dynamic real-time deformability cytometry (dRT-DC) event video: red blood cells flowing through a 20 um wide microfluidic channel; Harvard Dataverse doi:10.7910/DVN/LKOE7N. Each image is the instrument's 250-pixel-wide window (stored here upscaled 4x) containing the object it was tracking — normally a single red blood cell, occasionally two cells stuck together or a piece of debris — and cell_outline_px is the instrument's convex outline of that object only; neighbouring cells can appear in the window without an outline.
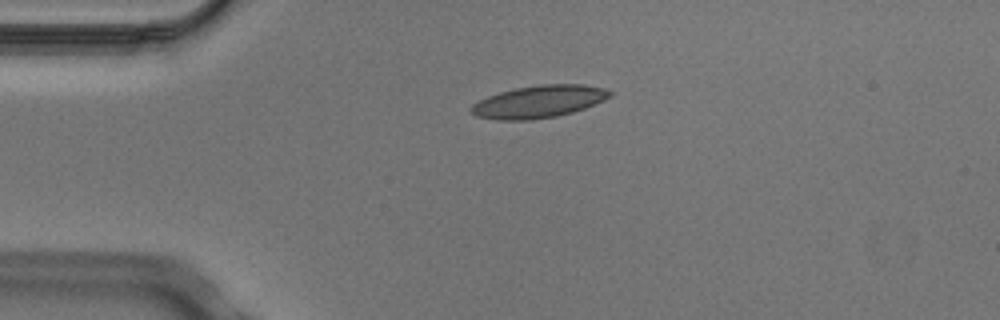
{"species": "Egyptian fruit bat (a non-hibernating species)", "species_latin": "Rousettus aegyptiacus", "temperature_condition": "cold", "stored_images_in_passage": 6, "camera_frame_rate_fps": 3000, "um_per_image_px": 0.085, "animal": {"sex": "male"}, "frame": {"image": 1, "passage_image": 6, "time_ms": 1.667, "image_size_px": [1000, 320], "cell_outline_px": [[612, 96], [604, 100], [584, 108], [572, 112], [556, 116], [528, 120], [496, 120], [476, 116], [468, 108], [472, 104], [488, 96], [500, 92], [516, 88], [540, 84], [584, 84], [604, 88], [612, 92]], "centroid_in_image_um": [45.79, 8.63], "position_along_channel_um": 39.2, "area_um2": 26.13}}